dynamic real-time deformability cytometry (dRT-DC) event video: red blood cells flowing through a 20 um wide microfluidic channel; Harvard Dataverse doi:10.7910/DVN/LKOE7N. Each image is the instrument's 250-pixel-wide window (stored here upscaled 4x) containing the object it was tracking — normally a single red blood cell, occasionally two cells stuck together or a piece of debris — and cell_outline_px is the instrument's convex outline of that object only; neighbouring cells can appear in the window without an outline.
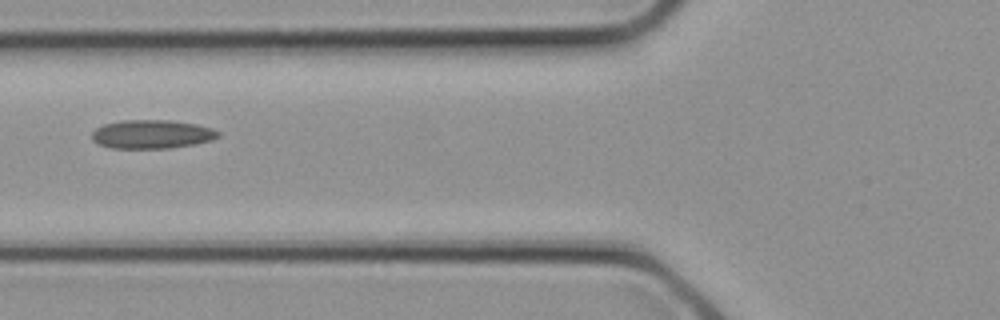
{"species": "common noctule bat (a hibernating species)", "species_latin": "Nyctalus noctula", "temperature_condition": "cold", "stored_images_in_passage": 3, "camera_frame_rate_fps": 3000, "um_per_image_px": 0.085, "animal": {"sex": "female", "body_mass_g": 21.9}, "frame": {"image": 1, "passage_image": 3, "time_ms": 0.667, "image_size_px": [1000, 320], "cell_outline_px": [[220, 136], [212, 140], [196, 144], [168, 148], [112, 148], [100, 144], [92, 140], [92, 132], [96, 128], [104, 124], [120, 120], [168, 120], [196, 124], [212, 128], [220, 132]], "centroid_in_image_um": [12.92, 11.4], "position_along_channel_um": 112.9, "area_um2": 21.15}}